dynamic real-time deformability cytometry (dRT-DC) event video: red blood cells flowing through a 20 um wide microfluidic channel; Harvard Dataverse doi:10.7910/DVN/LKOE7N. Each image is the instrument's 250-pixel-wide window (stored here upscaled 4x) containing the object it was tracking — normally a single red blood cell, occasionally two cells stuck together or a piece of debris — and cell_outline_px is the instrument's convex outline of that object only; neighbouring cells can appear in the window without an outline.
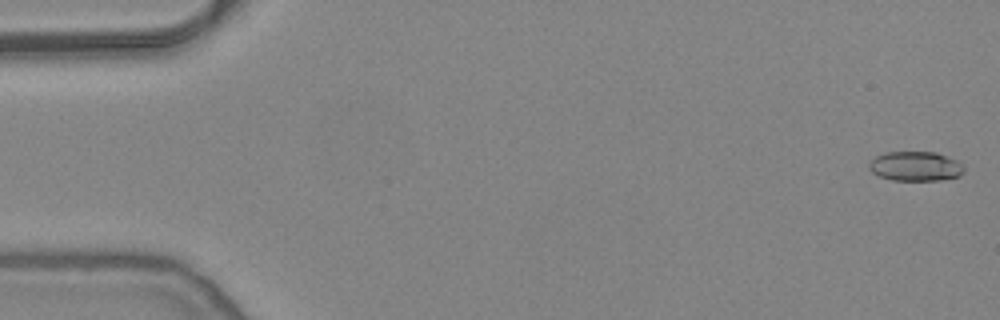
{"species": "common noctule bat (a hibernating species)", "species_latin": "Nyctalus noctula", "temperature_condition": "warm", "stored_images_in_passage": 53, "camera_frame_rate_fps": 3000, "um_per_image_px": 0.085, "animal": {"sex": "female", "body_mass_g": 24.6, "forearm_length_mm": 56.2}, "frame": {"image": 1, "passage_image": 1, "time_ms": 0.0, "image_size_px": [1000, 320], "cell_outline_px": [[964, 172], [960, 176], [940, 180], [892, 180], [880, 176], [872, 172], [868, 168], [868, 164], [876, 156], [884, 152], [936, 152], [956, 160], [964, 168]], "centroid_in_image_um": [77.8, 14.13], "position_along_channel_um": 7.2, "area_um2": 16.3}}
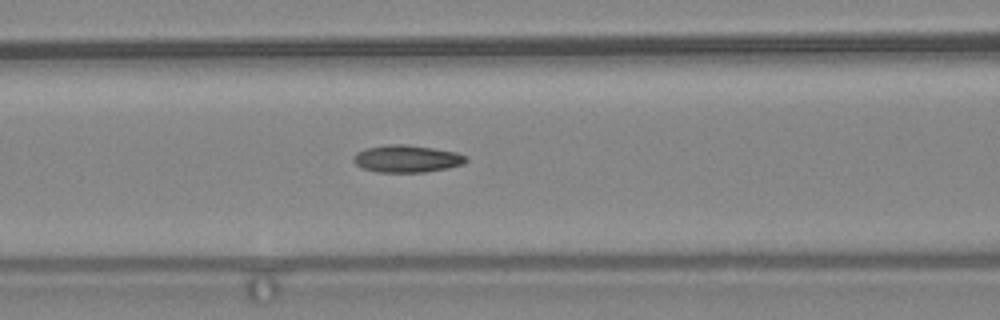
{"frame": {"image": 2, "passage_image": 22, "time_ms": 7.0, "image_size_px": [1000, 320], "cell_outline_px": [[468, 160], [464, 164], [448, 168], [424, 172], [376, 172], [364, 168], [356, 164], [352, 160], [352, 156], [356, 152], [364, 148], [388, 144], [408, 144], [456, 152], [468, 156]], "centroid_in_image_um": [34.58, 13.48], "position_along_channel_um": 132.0, "area_um2": 18.09}}
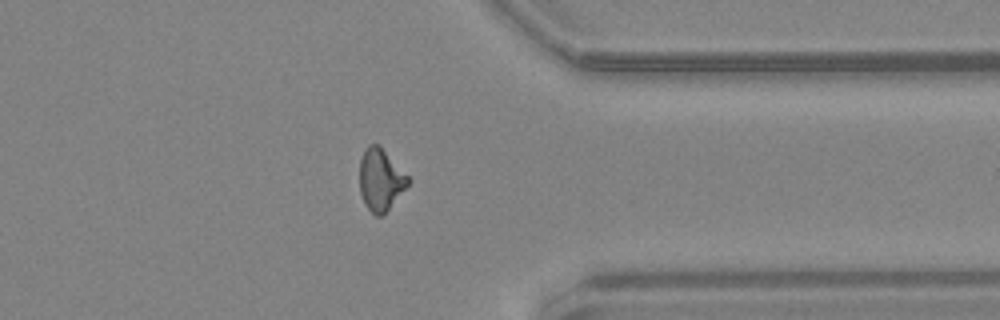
{"frame": {"image": 3, "passage_image": 42, "time_ms": 13.667, "image_size_px": [1000, 320], "cell_outline_px": [[412, 180], [384, 216], [376, 216], [364, 204], [360, 192], [360, 160], [364, 148], [368, 144], [380, 144]], "centroid_in_image_um": [32.36, 15.27], "position_along_channel_um": 379.0, "area_um2": 17.86}, "authors_computed_cell_mechanics": {"area_um2": 17.34, "velocity_mm_per_s": 3.8347, "shape_relaxation_time_tau1_ms": null, "shape_relaxation_time_tau2_ms": 2.1748, "deformation_change_tau1": null, "deformation_change_tau2": 0.0893}}